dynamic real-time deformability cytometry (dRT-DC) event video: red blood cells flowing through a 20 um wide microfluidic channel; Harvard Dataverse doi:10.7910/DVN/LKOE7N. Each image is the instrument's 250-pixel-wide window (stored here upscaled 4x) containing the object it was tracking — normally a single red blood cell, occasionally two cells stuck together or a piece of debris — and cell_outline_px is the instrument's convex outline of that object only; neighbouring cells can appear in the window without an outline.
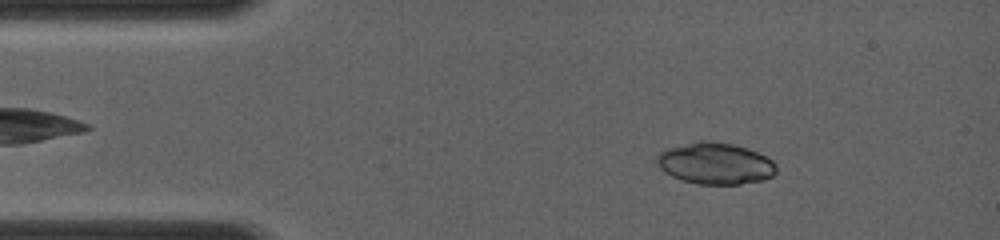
{"species": "common noctule bat (a hibernating species)", "species_latin": "Nyctalus noctula", "temperature_condition": "room temperature", "stored_images_in_passage": 12, "camera_frame_rate_fps": 4000, "um_per_image_px": 0.085, "animal": {"sex": "female", "body_mass_g": 19.0, "forearm_length_mm": 56.7}, "frame": {"image": 1, "passage_image": 7, "time_ms": 1.75, "image_size_px": [1000, 240], "cell_outline_px": [[776, 172], [772, 176], [760, 180], [740, 184], [700, 184], [684, 180], [672, 176], [660, 168], [656, 164], [656, 156], [664, 148], [700, 140], [712, 140], [732, 144], [748, 148], [772, 160], [776, 164]], "centroid_in_image_um": [60.77, 13.87], "position_along_channel_um": 24.2, "area_um2": 28.96}}